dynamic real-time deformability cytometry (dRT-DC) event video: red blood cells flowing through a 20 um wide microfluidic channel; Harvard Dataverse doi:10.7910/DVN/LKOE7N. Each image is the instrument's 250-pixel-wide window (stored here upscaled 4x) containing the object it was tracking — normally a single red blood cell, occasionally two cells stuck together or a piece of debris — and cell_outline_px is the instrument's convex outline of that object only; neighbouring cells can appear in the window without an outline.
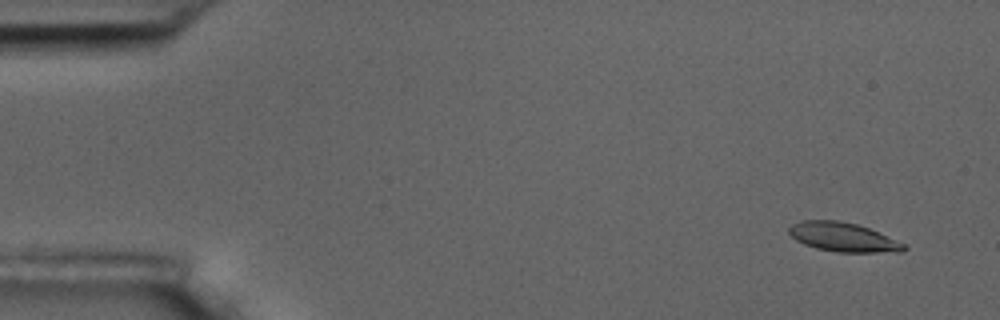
{"species": "common noctule bat (a hibernating species)", "species_latin": "Nyctalus noctula", "temperature_condition": "room temperature", "stored_images_in_passage": 6, "camera_frame_rate_fps": 3000, "um_per_image_px": 0.085, "animal": {"sex": "male", "body_mass_g": 17.5, "forearm_length_mm": 52.3}, "frame": {"image": 1, "passage_image": 1, "time_ms": 0.0, "image_size_px": [1000, 320], "cell_outline_px": [[908, 248], [904, 252], [836, 252], [816, 248], [804, 244], [796, 240], [788, 232], [788, 228], [792, 224], [800, 220], [836, 220], [856, 224], [868, 228], [904, 244]], "centroid_in_image_um": [71.63, 20.16], "position_along_channel_um": 13.4, "area_um2": 19.36}}
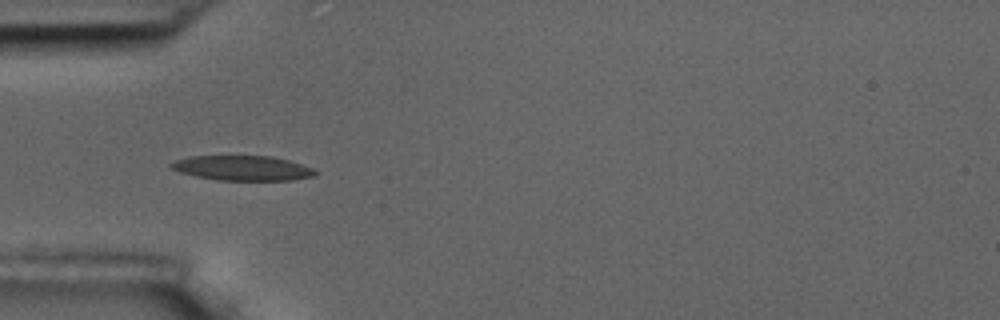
{"frame": {"image": 2, "passage_image": 5, "time_ms": 4.667, "image_size_px": [1000, 320], "cell_outline_px": [[316, 172], [312, 176], [292, 180], [216, 180], [196, 176], [180, 172], [172, 168], [168, 164], [176, 160], [192, 156], [268, 156], [288, 160], [312, 168]], "centroid_in_image_um": [20.57, 14.29], "position_along_channel_um": 64.4, "area_um2": 20.58}}